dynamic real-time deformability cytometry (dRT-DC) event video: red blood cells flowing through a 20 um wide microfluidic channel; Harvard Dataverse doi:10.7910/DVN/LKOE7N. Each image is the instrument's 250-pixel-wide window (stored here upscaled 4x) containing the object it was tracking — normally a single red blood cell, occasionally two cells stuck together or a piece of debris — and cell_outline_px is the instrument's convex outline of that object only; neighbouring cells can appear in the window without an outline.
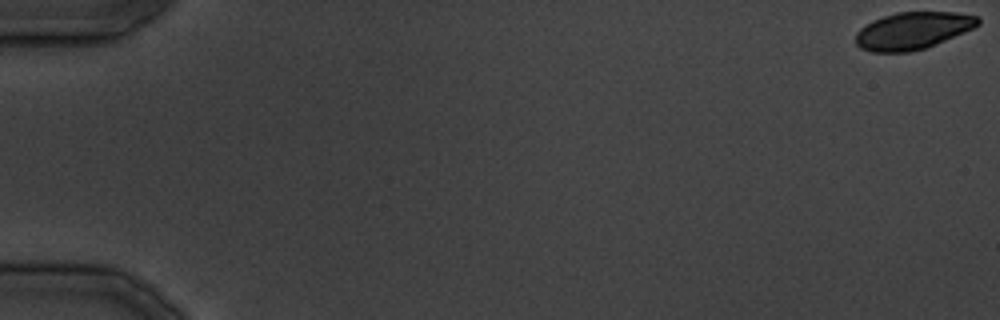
{"species": "common noctule bat (a hibernating species)", "species_latin": "Nyctalus noctula", "temperature_condition": "cold", "stored_images_in_passage": 37, "camera_frame_rate_fps": 3000, "um_per_image_px": 0.085, "animal": {"sex": "male", "body_mass_g": 19.5, "forearm_length_mm": 54.6}, "frame": {"image": 1, "passage_image": 1, "time_ms": 0.0, "image_size_px": [1000, 320], "cell_outline_px": [[980, 24], [972, 28], [944, 40], [924, 48], [908, 52], [872, 52], [860, 48], [856, 44], [856, 32], [860, 28], [872, 20], [896, 12], [956, 12], [980, 16]], "centroid_in_image_um": [77.56, 2.59], "position_along_channel_um": 7.4, "area_um2": 26.36}}